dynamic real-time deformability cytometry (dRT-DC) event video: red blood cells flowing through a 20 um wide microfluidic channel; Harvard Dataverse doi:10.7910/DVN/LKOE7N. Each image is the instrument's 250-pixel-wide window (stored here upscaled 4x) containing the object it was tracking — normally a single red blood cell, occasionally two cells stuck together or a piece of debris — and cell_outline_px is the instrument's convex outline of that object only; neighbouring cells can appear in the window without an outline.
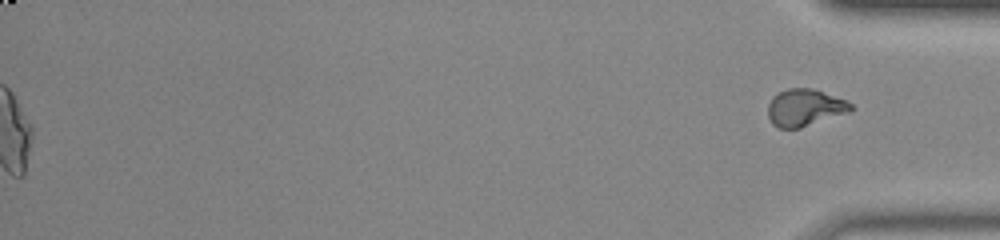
{"species": "common noctule bat (a hibernating species)", "species_latin": "Nyctalus noctula", "temperature_condition": "room temperature", "stored_images_in_passage": 54, "segment_of_instrument_passage": [2, 2], "camera_frame_rate_fps": 3000, "um_per_image_px": 0.085, "animal": {"sex": "male", "body_mass_g": 20.0, "forearm_length_mm": 53.3}, "frame": {"image": 1, "passage_image": 54, "time_ms": 17.667, "image_size_px": [1000, 240], "cell_outline_px": [[852, 108], [848, 112], [800, 128], [780, 128], [772, 124], [768, 116], [768, 104], [772, 96], [776, 92], [788, 88], [812, 88], [848, 100], [852, 104]], "centroid_in_image_um": [68.38, 9.13], "position_along_channel_um": 366.8, "area_um2": 17.98}}